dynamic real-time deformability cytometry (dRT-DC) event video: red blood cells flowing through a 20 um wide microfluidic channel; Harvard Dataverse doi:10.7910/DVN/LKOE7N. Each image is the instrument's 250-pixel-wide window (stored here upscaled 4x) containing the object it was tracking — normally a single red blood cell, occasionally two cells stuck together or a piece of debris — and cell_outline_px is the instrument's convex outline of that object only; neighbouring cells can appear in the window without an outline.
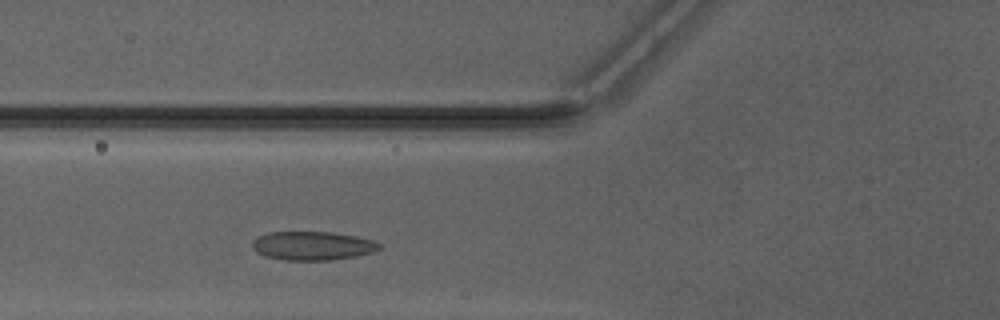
{"species": "Egyptian fruit bat (a non-hibernating species)", "species_latin": "Rousettus aegyptiacus", "temperature_condition": "warm", "stored_images_in_passage": 28, "camera_frame_rate_fps": 3000, "um_per_image_px": 0.085, "animal": {"sex": "male"}, "frame": {"image": 1, "passage_image": 7, "time_ms": 2.0, "image_size_px": [1000, 320], "cell_outline_px": [[380, 248], [376, 252], [356, 256], [332, 260], [284, 260], [264, 256], [256, 252], [252, 248], [252, 240], [256, 236], [268, 232], [332, 232], [356, 236], [376, 240], [380, 244]], "centroid_in_image_um": [26.56, 20.89], "position_along_channel_um": 99.2, "area_um2": 21.62}}
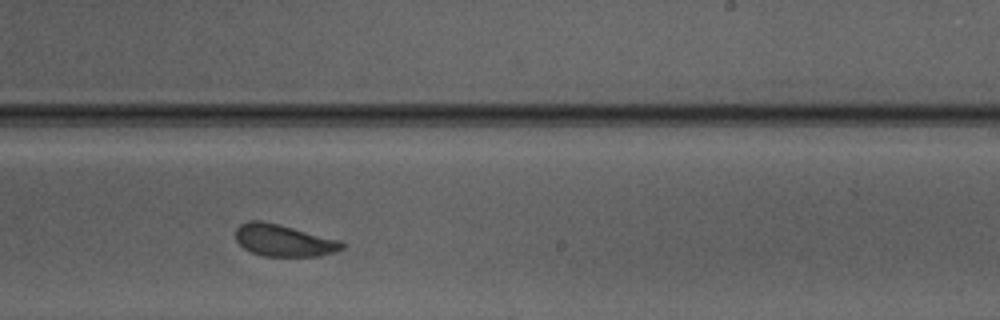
{"frame": {"image": 2, "passage_image": 19, "time_ms": 6.0, "image_size_px": [1000, 320], "cell_outline_px": [[348, 244], [344, 248], [336, 252], [320, 256], [264, 256], [252, 252], [244, 248], [236, 240], [236, 228], [240, 224], [248, 220], [260, 220], [280, 224], [340, 240]], "centroid_in_image_um": [24.15, 20.43], "position_along_channel_um": 264.8, "area_um2": 20.0}}
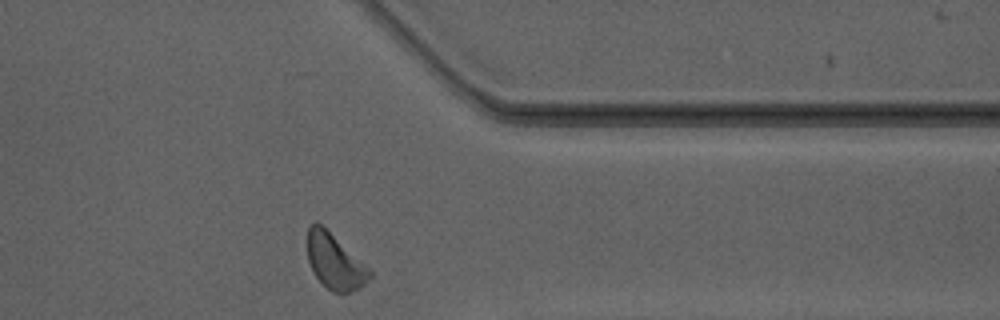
{"frame": {"image": 3, "passage_image": 28, "time_ms": 9.0, "image_size_px": [1000, 320], "cell_outline_px": [[372, 276], [360, 288], [352, 292], [332, 292], [316, 276], [308, 260], [308, 228], [312, 224], [320, 224], [372, 268]], "centroid_in_image_um": [28.52, 22.26], "position_along_channel_um": 382.9, "area_um2": 19.83}, "authors_computed_cell_mechanics": {"area_um2": 20.2878, "velocity_mm_per_s": 4.146, "shape_relaxation_time_tau1_ms": 2.6325, "shape_relaxation_time_tau2_ms": 1.2849, "deformation_change_tau1": 0.0885, "deformation_change_tau2": 0.0689}}